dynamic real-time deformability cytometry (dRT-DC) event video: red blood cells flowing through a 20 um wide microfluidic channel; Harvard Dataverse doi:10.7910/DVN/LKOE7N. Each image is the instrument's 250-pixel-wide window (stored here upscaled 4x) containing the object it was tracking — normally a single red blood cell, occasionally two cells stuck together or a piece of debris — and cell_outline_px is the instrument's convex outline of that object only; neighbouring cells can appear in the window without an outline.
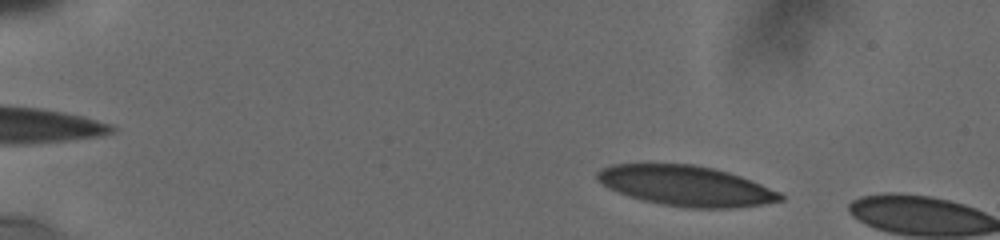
{"species": "human", "species_latin": "Homo sapiens", "temperature_condition": "cold", "stored_images_in_passage": 10, "camera_frame_rate_fps": 3000, "um_per_image_px": 0.085, "donor": {"sex": "male"}, "frame": {"image": 1, "passage_image": 6, "time_ms": 1.667, "image_size_px": [1000, 240], "cell_outline_px": [[784, 200], [760, 204], [732, 208], [692, 208], [664, 204], [644, 200], [620, 192], [596, 180], [596, 172], [612, 164], [692, 164], [712, 168], [728, 172], [740, 176], [780, 192], [784, 196]], "centroid_in_image_um": [58.34, 15.79], "position_along_channel_um": 26.7, "area_um2": 42.19}}